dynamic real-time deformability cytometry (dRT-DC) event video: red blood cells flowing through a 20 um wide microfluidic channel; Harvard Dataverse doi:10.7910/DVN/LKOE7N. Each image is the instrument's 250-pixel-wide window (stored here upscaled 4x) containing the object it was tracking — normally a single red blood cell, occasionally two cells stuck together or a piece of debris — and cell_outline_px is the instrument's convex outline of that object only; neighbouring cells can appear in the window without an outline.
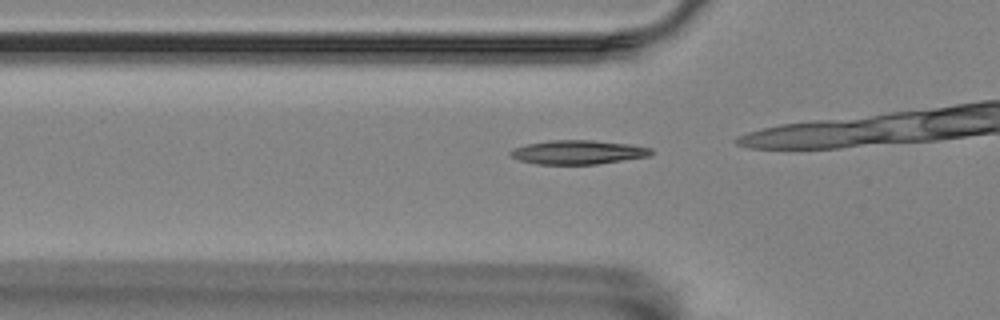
{"species": "Egyptian fruit bat (a non-hibernating species)", "species_latin": "Rousettus aegyptiacus", "temperature_condition": "room temperature", "stored_images_in_passage": 37, "camera_frame_rate_fps": 3000, "um_per_image_px": 0.085, "animal": {"sex": "female"}, "frame": {"image": 1, "passage_image": 11, "time_ms": 3.333, "image_size_px": [1000, 320], "cell_outline_px": [[652, 152], [648, 156], [596, 164], [536, 164], [520, 160], [512, 156], [508, 152], [512, 148], [528, 144], [548, 140], [592, 140], [628, 144], [652, 148]], "centroid_in_image_um": [49.09, 12.93], "position_along_channel_um": 76.7, "area_um2": 19.48}}